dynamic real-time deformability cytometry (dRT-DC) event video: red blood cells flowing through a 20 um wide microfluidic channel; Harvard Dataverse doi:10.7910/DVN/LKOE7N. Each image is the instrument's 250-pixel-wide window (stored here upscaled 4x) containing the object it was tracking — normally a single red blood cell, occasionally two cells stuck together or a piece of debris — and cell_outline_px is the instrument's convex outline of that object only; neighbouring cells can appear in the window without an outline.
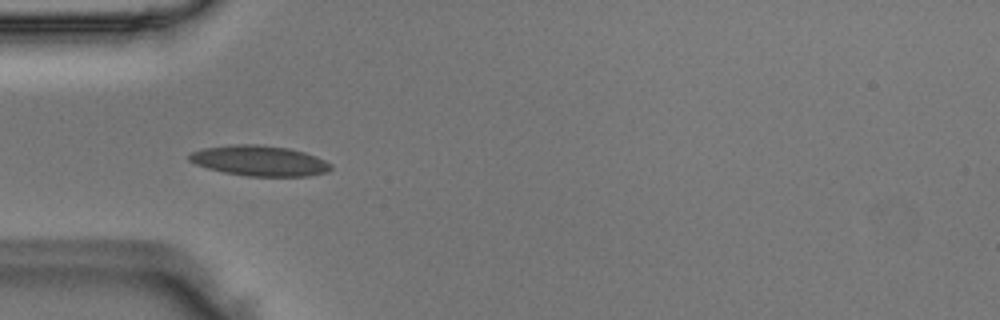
{"species": "Egyptian fruit bat (a non-hibernating species)", "species_latin": "Rousettus aegyptiacus", "temperature_condition": "room temperature", "stored_images_in_passage": 43, "camera_frame_rate_fps": 3000, "um_per_image_px": 0.085, "animal": {"sex": "male"}, "frame": {"image": 1, "passage_image": 14, "time_ms": 4.333, "image_size_px": [1000, 320], "cell_outline_px": [[332, 168], [328, 172], [308, 176], [248, 176], [224, 172], [208, 168], [196, 164], [188, 160], [188, 156], [192, 152], [204, 148], [232, 144], [264, 144], [288, 148], [304, 152], [316, 156], [332, 164]], "centroid_in_image_um": [22.08, 13.66], "position_along_channel_um": 62.9, "area_um2": 25.14}}
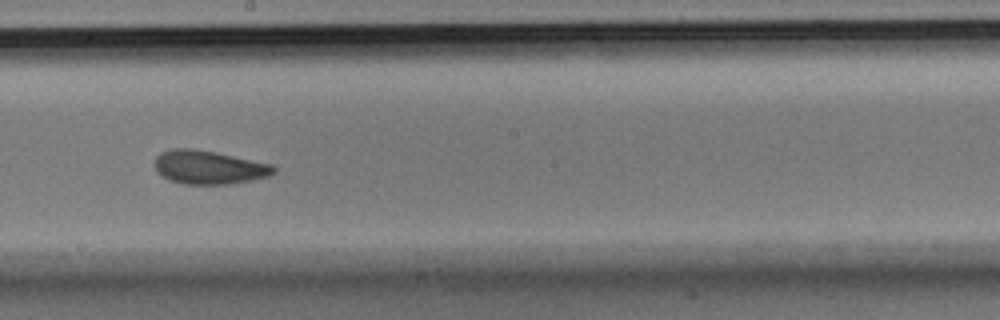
{"frame": {"image": 2, "passage_image": 27, "time_ms": 8.667, "image_size_px": [1000, 320], "cell_outline_px": [[276, 172], [268, 176], [252, 180], [228, 184], [184, 184], [168, 180], [156, 172], [156, 156], [160, 152], [172, 148], [192, 148], [216, 152], [272, 164], [276, 168]], "centroid_in_image_um": [17.74, 14.22], "position_along_channel_um": 230.5, "area_um2": 23.41}}
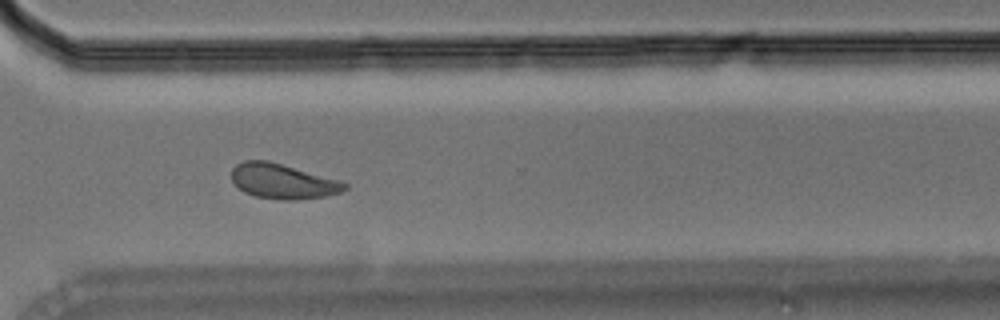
{"frame": {"image": 3, "passage_image": 36, "time_ms": 11.667, "image_size_px": [1000, 320], "cell_outline_px": [[348, 188], [340, 192], [324, 196], [296, 200], [280, 200], [256, 196], [244, 192], [232, 180], [232, 168], [236, 164], [244, 160], [268, 160], [340, 180], [348, 184]], "centroid_in_image_um": [24.04, 15.4], "position_along_channel_um": 346.6, "area_um2": 23.0}}